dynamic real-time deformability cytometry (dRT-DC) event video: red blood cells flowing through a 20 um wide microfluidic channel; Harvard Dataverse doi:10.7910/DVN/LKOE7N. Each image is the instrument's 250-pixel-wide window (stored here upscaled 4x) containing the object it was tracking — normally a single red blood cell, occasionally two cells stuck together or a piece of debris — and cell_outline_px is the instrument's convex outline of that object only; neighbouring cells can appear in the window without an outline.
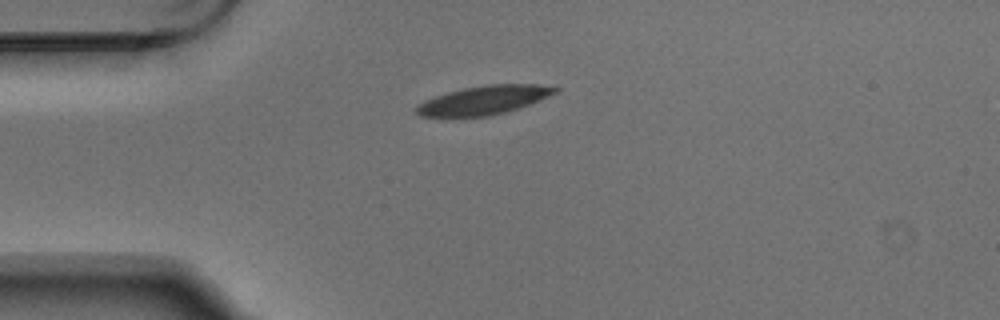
{"species": "Egyptian fruit bat (a non-hibernating species)", "species_latin": "Rousettus aegyptiacus", "temperature_condition": "warm", "stored_images_in_passage": 2, "camera_frame_rate_fps": 3000, "um_per_image_px": 0.085, "animal": {"sex": "male"}, "frame": {"image": 1, "passage_image": 1, "time_ms": 0.0, "image_size_px": [1000, 320], "cell_outline_px": [[560, 88], [556, 92], [548, 96], [528, 104], [504, 112], [488, 116], [420, 116], [416, 112], [416, 104], [424, 100], [448, 92], [464, 88], [488, 84], [536, 84]], "centroid_in_image_um": [41.09, 8.5], "position_along_channel_um": 43.9, "area_um2": 22.77}}